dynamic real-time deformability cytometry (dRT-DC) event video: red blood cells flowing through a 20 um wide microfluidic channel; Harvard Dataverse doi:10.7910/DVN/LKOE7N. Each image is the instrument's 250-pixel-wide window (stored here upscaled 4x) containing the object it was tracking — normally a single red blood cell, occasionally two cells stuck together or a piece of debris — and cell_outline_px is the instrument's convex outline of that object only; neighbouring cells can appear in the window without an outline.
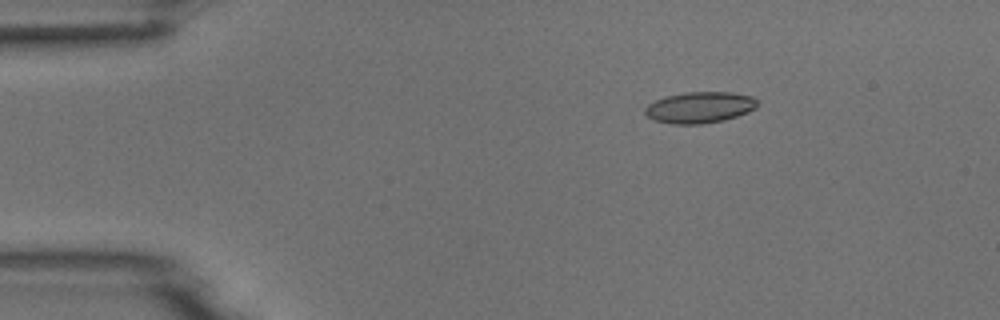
{"species": "common noctule bat (a hibernating species)", "species_latin": "Nyctalus noctula", "temperature_condition": "room temperature", "stored_images_in_passage": 4, "camera_frame_rate_fps": 3000, "um_per_image_px": 0.085, "animal": {"sex": "male", "body_mass_g": 18.8}, "frame": {"image": 1, "passage_image": 2, "time_ms": 1.333, "image_size_px": [1000, 320], "cell_outline_px": [[756, 108], [748, 112], [724, 120], [704, 124], [672, 124], [652, 120], [644, 112], [644, 108], [648, 104], [664, 96], [684, 92], [732, 92], [752, 96], [756, 100]], "centroid_in_image_um": [59.44, 9.13], "position_along_channel_um": 25.6, "area_um2": 20.58}}
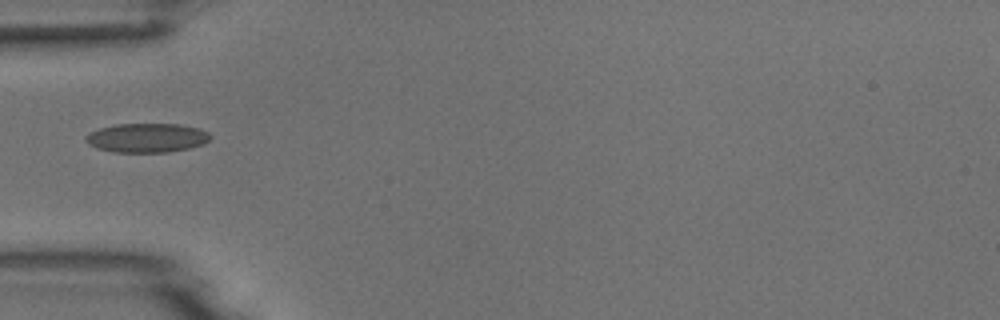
{"frame": {"image": 2, "passage_image": 4, "time_ms": 4.333, "image_size_px": [1000, 320], "cell_outline_px": [[212, 136], [204, 144], [188, 148], [168, 152], [112, 152], [96, 148], [88, 144], [84, 140], [84, 136], [100, 128], [116, 124], [180, 124], [200, 128], [208, 132]], "centroid_in_image_um": [12.48, 11.71], "position_along_channel_um": 72.5, "area_um2": 21.27}}